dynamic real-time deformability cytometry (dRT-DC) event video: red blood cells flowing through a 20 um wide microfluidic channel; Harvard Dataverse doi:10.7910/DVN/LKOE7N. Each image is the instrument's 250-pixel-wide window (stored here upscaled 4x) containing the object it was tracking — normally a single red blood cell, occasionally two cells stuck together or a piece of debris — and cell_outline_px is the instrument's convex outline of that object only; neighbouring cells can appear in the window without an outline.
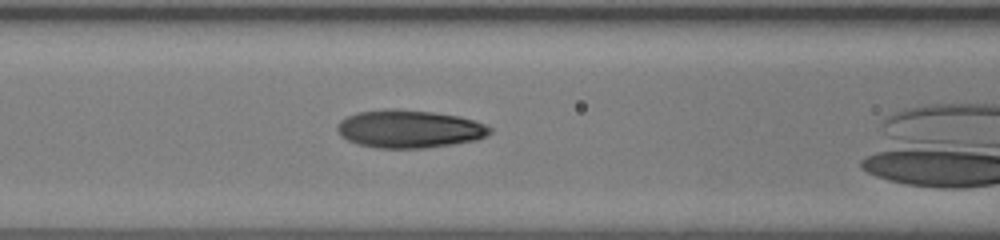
{"species": "human", "species_latin": "Homo sapiens", "temperature_condition": "room temperature", "stored_images_in_passage": 7, "camera_frame_rate_fps": 3000, "um_per_image_px": 0.085, "donor": {"sex": "female"}, "frame": {"image": 1, "passage_image": 3, "time_ms": 0.667, "image_size_px": [1000, 240], "cell_outline_px": [[492, 132], [476, 140], [452, 144], [424, 148], [376, 148], [356, 144], [340, 136], [336, 128], [336, 124], [340, 120], [356, 112], [384, 108], [396, 108], [432, 112], [460, 116], [484, 124], [492, 128]], "centroid_in_image_um": [34.73, 10.95], "position_along_channel_um": 131.9, "area_um2": 33.99}}
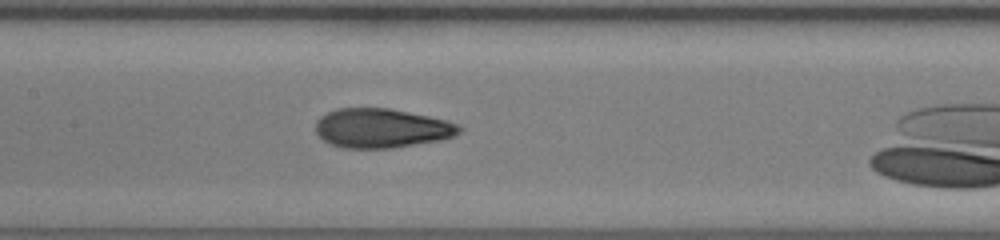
{"frame": {"image": 2, "passage_image": 6, "time_ms": 1.667, "image_size_px": [1000, 240], "cell_outline_px": [[464, 128], [456, 136], [440, 140], [392, 148], [344, 148], [332, 144], [324, 140], [316, 132], [316, 120], [320, 116], [336, 108], [392, 108], [448, 120], [460, 124]], "centroid_in_image_um": [32.48, 10.88], "position_along_channel_um": 174.9, "area_um2": 33.18}}